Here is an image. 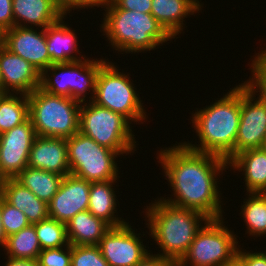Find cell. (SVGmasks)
I'll return each mask as SVG.
<instances>
[{
  "label": "cell",
  "instance_id": "cell-1",
  "mask_svg": "<svg viewBox=\"0 0 266 266\" xmlns=\"http://www.w3.org/2000/svg\"><path fill=\"white\" fill-rule=\"evenodd\" d=\"M157 159L175 197H162L161 200L177 207L198 211L209 219L223 218L217 180L220 172L223 174L229 168L225 159L194 151L182 142L161 149Z\"/></svg>",
  "mask_w": 266,
  "mask_h": 266
},
{
  "label": "cell",
  "instance_id": "cell-2",
  "mask_svg": "<svg viewBox=\"0 0 266 266\" xmlns=\"http://www.w3.org/2000/svg\"><path fill=\"white\" fill-rule=\"evenodd\" d=\"M225 94L210 106L195 111L191 121L200 144H184L189 149L216 155L229 162L234 157L241 115V84Z\"/></svg>",
  "mask_w": 266,
  "mask_h": 266
},
{
  "label": "cell",
  "instance_id": "cell-3",
  "mask_svg": "<svg viewBox=\"0 0 266 266\" xmlns=\"http://www.w3.org/2000/svg\"><path fill=\"white\" fill-rule=\"evenodd\" d=\"M146 207L149 235L162 252L155 255L176 266L186 255L202 224L209 218L198 211L177 207L159 198Z\"/></svg>",
  "mask_w": 266,
  "mask_h": 266
},
{
  "label": "cell",
  "instance_id": "cell-4",
  "mask_svg": "<svg viewBox=\"0 0 266 266\" xmlns=\"http://www.w3.org/2000/svg\"><path fill=\"white\" fill-rule=\"evenodd\" d=\"M105 10L101 30L112 48L122 53L135 54L156 49L172 36L151 13L125 9Z\"/></svg>",
  "mask_w": 266,
  "mask_h": 266
},
{
  "label": "cell",
  "instance_id": "cell-5",
  "mask_svg": "<svg viewBox=\"0 0 266 266\" xmlns=\"http://www.w3.org/2000/svg\"><path fill=\"white\" fill-rule=\"evenodd\" d=\"M28 104L36 136L67 139L79 132V101L39 87L28 95Z\"/></svg>",
  "mask_w": 266,
  "mask_h": 266
},
{
  "label": "cell",
  "instance_id": "cell-6",
  "mask_svg": "<svg viewBox=\"0 0 266 266\" xmlns=\"http://www.w3.org/2000/svg\"><path fill=\"white\" fill-rule=\"evenodd\" d=\"M83 104V106H82ZM130 122L122 114L101 107L92 101L81 103L79 132L119 155L136 151Z\"/></svg>",
  "mask_w": 266,
  "mask_h": 266
},
{
  "label": "cell",
  "instance_id": "cell-7",
  "mask_svg": "<svg viewBox=\"0 0 266 266\" xmlns=\"http://www.w3.org/2000/svg\"><path fill=\"white\" fill-rule=\"evenodd\" d=\"M129 75L121 73L113 62L107 60L96 78L95 94L90 100L126 117L130 122H141L146 119V112L135 91Z\"/></svg>",
  "mask_w": 266,
  "mask_h": 266
},
{
  "label": "cell",
  "instance_id": "cell-8",
  "mask_svg": "<svg viewBox=\"0 0 266 266\" xmlns=\"http://www.w3.org/2000/svg\"><path fill=\"white\" fill-rule=\"evenodd\" d=\"M223 219H209L204 223L176 266H228L234 262L240 247L238 236L223 225Z\"/></svg>",
  "mask_w": 266,
  "mask_h": 266
},
{
  "label": "cell",
  "instance_id": "cell-9",
  "mask_svg": "<svg viewBox=\"0 0 266 266\" xmlns=\"http://www.w3.org/2000/svg\"><path fill=\"white\" fill-rule=\"evenodd\" d=\"M105 62L106 58H84L77 62L53 63L41 73L40 88L53 95L70 97L80 103L86 102L87 91H92V96L95 94L96 78Z\"/></svg>",
  "mask_w": 266,
  "mask_h": 266
},
{
  "label": "cell",
  "instance_id": "cell-10",
  "mask_svg": "<svg viewBox=\"0 0 266 266\" xmlns=\"http://www.w3.org/2000/svg\"><path fill=\"white\" fill-rule=\"evenodd\" d=\"M67 153L71 175L88 182L117 180L119 177L115 160L120 155L80 132L67 138Z\"/></svg>",
  "mask_w": 266,
  "mask_h": 266
},
{
  "label": "cell",
  "instance_id": "cell-11",
  "mask_svg": "<svg viewBox=\"0 0 266 266\" xmlns=\"http://www.w3.org/2000/svg\"><path fill=\"white\" fill-rule=\"evenodd\" d=\"M245 81L241 83V115L235 140L234 156L261 148L266 135V101ZM255 100V101H254Z\"/></svg>",
  "mask_w": 266,
  "mask_h": 266
},
{
  "label": "cell",
  "instance_id": "cell-12",
  "mask_svg": "<svg viewBox=\"0 0 266 266\" xmlns=\"http://www.w3.org/2000/svg\"><path fill=\"white\" fill-rule=\"evenodd\" d=\"M140 233L125 223L111 227L101 238L99 248L109 266H135L150 254L143 245Z\"/></svg>",
  "mask_w": 266,
  "mask_h": 266
},
{
  "label": "cell",
  "instance_id": "cell-13",
  "mask_svg": "<svg viewBox=\"0 0 266 266\" xmlns=\"http://www.w3.org/2000/svg\"><path fill=\"white\" fill-rule=\"evenodd\" d=\"M35 137L30 119L0 134V171L6 179L15 178L28 166V157Z\"/></svg>",
  "mask_w": 266,
  "mask_h": 266
},
{
  "label": "cell",
  "instance_id": "cell-14",
  "mask_svg": "<svg viewBox=\"0 0 266 266\" xmlns=\"http://www.w3.org/2000/svg\"><path fill=\"white\" fill-rule=\"evenodd\" d=\"M2 45L32 64L40 73L53 64L47 49L46 28L14 26L3 32Z\"/></svg>",
  "mask_w": 266,
  "mask_h": 266
},
{
  "label": "cell",
  "instance_id": "cell-15",
  "mask_svg": "<svg viewBox=\"0 0 266 266\" xmlns=\"http://www.w3.org/2000/svg\"><path fill=\"white\" fill-rule=\"evenodd\" d=\"M89 193L90 182L71 174L64 176L48 203L49 217L66 224L77 213L88 210Z\"/></svg>",
  "mask_w": 266,
  "mask_h": 266
},
{
  "label": "cell",
  "instance_id": "cell-16",
  "mask_svg": "<svg viewBox=\"0 0 266 266\" xmlns=\"http://www.w3.org/2000/svg\"><path fill=\"white\" fill-rule=\"evenodd\" d=\"M41 73L29 62L0 45V78L3 94H31L40 87ZM11 90V92H10Z\"/></svg>",
  "mask_w": 266,
  "mask_h": 266
},
{
  "label": "cell",
  "instance_id": "cell-17",
  "mask_svg": "<svg viewBox=\"0 0 266 266\" xmlns=\"http://www.w3.org/2000/svg\"><path fill=\"white\" fill-rule=\"evenodd\" d=\"M28 167L67 176L70 174L67 139L36 136L28 157Z\"/></svg>",
  "mask_w": 266,
  "mask_h": 266
},
{
  "label": "cell",
  "instance_id": "cell-18",
  "mask_svg": "<svg viewBox=\"0 0 266 266\" xmlns=\"http://www.w3.org/2000/svg\"><path fill=\"white\" fill-rule=\"evenodd\" d=\"M12 11L14 26H35L36 29H45L66 17L57 7L55 0H12Z\"/></svg>",
  "mask_w": 266,
  "mask_h": 266
},
{
  "label": "cell",
  "instance_id": "cell-19",
  "mask_svg": "<svg viewBox=\"0 0 266 266\" xmlns=\"http://www.w3.org/2000/svg\"><path fill=\"white\" fill-rule=\"evenodd\" d=\"M201 7L198 0H152L151 14L174 39L182 33L184 19L202 10Z\"/></svg>",
  "mask_w": 266,
  "mask_h": 266
},
{
  "label": "cell",
  "instance_id": "cell-20",
  "mask_svg": "<svg viewBox=\"0 0 266 266\" xmlns=\"http://www.w3.org/2000/svg\"><path fill=\"white\" fill-rule=\"evenodd\" d=\"M228 167L244 172L246 193H266V152L262 148L240 152Z\"/></svg>",
  "mask_w": 266,
  "mask_h": 266
},
{
  "label": "cell",
  "instance_id": "cell-21",
  "mask_svg": "<svg viewBox=\"0 0 266 266\" xmlns=\"http://www.w3.org/2000/svg\"><path fill=\"white\" fill-rule=\"evenodd\" d=\"M2 197L9 204L22 211L30 224L38 223L49 217L48 203L39 199L15 178L6 179Z\"/></svg>",
  "mask_w": 266,
  "mask_h": 266
},
{
  "label": "cell",
  "instance_id": "cell-22",
  "mask_svg": "<svg viewBox=\"0 0 266 266\" xmlns=\"http://www.w3.org/2000/svg\"><path fill=\"white\" fill-rule=\"evenodd\" d=\"M62 17L58 22L46 27L47 49L53 63H70L81 61L85 56L78 57L77 35ZM75 55V56H74ZM77 56V57H76Z\"/></svg>",
  "mask_w": 266,
  "mask_h": 266
},
{
  "label": "cell",
  "instance_id": "cell-23",
  "mask_svg": "<svg viewBox=\"0 0 266 266\" xmlns=\"http://www.w3.org/2000/svg\"><path fill=\"white\" fill-rule=\"evenodd\" d=\"M111 226L88 210L77 213L66 223L67 238L71 245H99Z\"/></svg>",
  "mask_w": 266,
  "mask_h": 266
},
{
  "label": "cell",
  "instance_id": "cell-24",
  "mask_svg": "<svg viewBox=\"0 0 266 266\" xmlns=\"http://www.w3.org/2000/svg\"><path fill=\"white\" fill-rule=\"evenodd\" d=\"M115 181L90 182L89 193L88 211L104 220L111 227H118L127 223L123 218L115 215L117 212V197L113 188Z\"/></svg>",
  "mask_w": 266,
  "mask_h": 266
},
{
  "label": "cell",
  "instance_id": "cell-25",
  "mask_svg": "<svg viewBox=\"0 0 266 266\" xmlns=\"http://www.w3.org/2000/svg\"><path fill=\"white\" fill-rule=\"evenodd\" d=\"M15 179L39 199L49 203L58 192L63 176L27 166Z\"/></svg>",
  "mask_w": 266,
  "mask_h": 266
},
{
  "label": "cell",
  "instance_id": "cell-26",
  "mask_svg": "<svg viewBox=\"0 0 266 266\" xmlns=\"http://www.w3.org/2000/svg\"><path fill=\"white\" fill-rule=\"evenodd\" d=\"M17 95V96H16ZM29 119L28 95L0 94V134Z\"/></svg>",
  "mask_w": 266,
  "mask_h": 266
},
{
  "label": "cell",
  "instance_id": "cell-27",
  "mask_svg": "<svg viewBox=\"0 0 266 266\" xmlns=\"http://www.w3.org/2000/svg\"><path fill=\"white\" fill-rule=\"evenodd\" d=\"M4 248V251H7V257L37 260L42 249L34 224H30L19 232L9 235Z\"/></svg>",
  "mask_w": 266,
  "mask_h": 266
},
{
  "label": "cell",
  "instance_id": "cell-28",
  "mask_svg": "<svg viewBox=\"0 0 266 266\" xmlns=\"http://www.w3.org/2000/svg\"><path fill=\"white\" fill-rule=\"evenodd\" d=\"M247 196L240 213L246 223L247 233L253 237L266 235V193H247Z\"/></svg>",
  "mask_w": 266,
  "mask_h": 266
},
{
  "label": "cell",
  "instance_id": "cell-29",
  "mask_svg": "<svg viewBox=\"0 0 266 266\" xmlns=\"http://www.w3.org/2000/svg\"><path fill=\"white\" fill-rule=\"evenodd\" d=\"M34 226L42 250L69 245L65 223L47 217Z\"/></svg>",
  "mask_w": 266,
  "mask_h": 266
},
{
  "label": "cell",
  "instance_id": "cell-30",
  "mask_svg": "<svg viewBox=\"0 0 266 266\" xmlns=\"http://www.w3.org/2000/svg\"><path fill=\"white\" fill-rule=\"evenodd\" d=\"M71 266H109L98 245H71Z\"/></svg>",
  "mask_w": 266,
  "mask_h": 266
},
{
  "label": "cell",
  "instance_id": "cell-31",
  "mask_svg": "<svg viewBox=\"0 0 266 266\" xmlns=\"http://www.w3.org/2000/svg\"><path fill=\"white\" fill-rule=\"evenodd\" d=\"M1 220L7 237L30 225L25 214L1 196Z\"/></svg>",
  "mask_w": 266,
  "mask_h": 266
},
{
  "label": "cell",
  "instance_id": "cell-32",
  "mask_svg": "<svg viewBox=\"0 0 266 266\" xmlns=\"http://www.w3.org/2000/svg\"><path fill=\"white\" fill-rule=\"evenodd\" d=\"M254 56L250 66L252 76L245 82L266 101V57L261 52Z\"/></svg>",
  "mask_w": 266,
  "mask_h": 266
},
{
  "label": "cell",
  "instance_id": "cell-33",
  "mask_svg": "<svg viewBox=\"0 0 266 266\" xmlns=\"http://www.w3.org/2000/svg\"><path fill=\"white\" fill-rule=\"evenodd\" d=\"M39 266H71V244L43 249L37 258Z\"/></svg>",
  "mask_w": 266,
  "mask_h": 266
},
{
  "label": "cell",
  "instance_id": "cell-34",
  "mask_svg": "<svg viewBox=\"0 0 266 266\" xmlns=\"http://www.w3.org/2000/svg\"><path fill=\"white\" fill-rule=\"evenodd\" d=\"M152 0H111L101 6L105 9H125L131 11H139L142 13H151ZM105 6V7H104Z\"/></svg>",
  "mask_w": 266,
  "mask_h": 266
},
{
  "label": "cell",
  "instance_id": "cell-35",
  "mask_svg": "<svg viewBox=\"0 0 266 266\" xmlns=\"http://www.w3.org/2000/svg\"><path fill=\"white\" fill-rule=\"evenodd\" d=\"M243 250V252H242ZM238 248L236 260L242 266H266L265 252H244V249Z\"/></svg>",
  "mask_w": 266,
  "mask_h": 266
},
{
  "label": "cell",
  "instance_id": "cell-36",
  "mask_svg": "<svg viewBox=\"0 0 266 266\" xmlns=\"http://www.w3.org/2000/svg\"><path fill=\"white\" fill-rule=\"evenodd\" d=\"M59 10L66 16L70 11L88 7H100L94 0H55Z\"/></svg>",
  "mask_w": 266,
  "mask_h": 266
},
{
  "label": "cell",
  "instance_id": "cell-37",
  "mask_svg": "<svg viewBox=\"0 0 266 266\" xmlns=\"http://www.w3.org/2000/svg\"><path fill=\"white\" fill-rule=\"evenodd\" d=\"M14 27L12 0H0V29L4 32Z\"/></svg>",
  "mask_w": 266,
  "mask_h": 266
},
{
  "label": "cell",
  "instance_id": "cell-38",
  "mask_svg": "<svg viewBox=\"0 0 266 266\" xmlns=\"http://www.w3.org/2000/svg\"><path fill=\"white\" fill-rule=\"evenodd\" d=\"M135 266H175L171 261L159 257L158 255L149 254Z\"/></svg>",
  "mask_w": 266,
  "mask_h": 266
},
{
  "label": "cell",
  "instance_id": "cell-39",
  "mask_svg": "<svg viewBox=\"0 0 266 266\" xmlns=\"http://www.w3.org/2000/svg\"><path fill=\"white\" fill-rule=\"evenodd\" d=\"M5 266H39L37 260L34 259H15L8 257Z\"/></svg>",
  "mask_w": 266,
  "mask_h": 266
},
{
  "label": "cell",
  "instance_id": "cell-40",
  "mask_svg": "<svg viewBox=\"0 0 266 266\" xmlns=\"http://www.w3.org/2000/svg\"><path fill=\"white\" fill-rule=\"evenodd\" d=\"M6 242H7V235L5 234L2 220H1V196H0V246L4 248Z\"/></svg>",
  "mask_w": 266,
  "mask_h": 266
},
{
  "label": "cell",
  "instance_id": "cell-41",
  "mask_svg": "<svg viewBox=\"0 0 266 266\" xmlns=\"http://www.w3.org/2000/svg\"><path fill=\"white\" fill-rule=\"evenodd\" d=\"M5 181H6V178L4 177V175L0 171V196H2V190H3V185H4Z\"/></svg>",
  "mask_w": 266,
  "mask_h": 266
},
{
  "label": "cell",
  "instance_id": "cell-42",
  "mask_svg": "<svg viewBox=\"0 0 266 266\" xmlns=\"http://www.w3.org/2000/svg\"><path fill=\"white\" fill-rule=\"evenodd\" d=\"M99 6L109 3L111 0H94Z\"/></svg>",
  "mask_w": 266,
  "mask_h": 266
},
{
  "label": "cell",
  "instance_id": "cell-43",
  "mask_svg": "<svg viewBox=\"0 0 266 266\" xmlns=\"http://www.w3.org/2000/svg\"><path fill=\"white\" fill-rule=\"evenodd\" d=\"M228 266H242L237 260L229 264Z\"/></svg>",
  "mask_w": 266,
  "mask_h": 266
},
{
  "label": "cell",
  "instance_id": "cell-44",
  "mask_svg": "<svg viewBox=\"0 0 266 266\" xmlns=\"http://www.w3.org/2000/svg\"><path fill=\"white\" fill-rule=\"evenodd\" d=\"M261 148L266 152V135H265V138H264V141H263Z\"/></svg>",
  "mask_w": 266,
  "mask_h": 266
},
{
  "label": "cell",
  "instance_id": "cell-45",
  "mask_svg": "<svg viewBox=\"0 0 266 266\" xmlns=\"http://www.w3.org/2000/svg\"><path fill=\"white\" fill-rule=\"evenodd\" d=\"M0 94H3V85H2V82H1V78H0Z\"/></svg>",
  "mask_w": 266,
  "mask_h": 266
},
{
  "label": "cell",
  "instance_id": "cell-46",
  "mask_svg": "<svg viewBox=\"0 0 266 266\" xmlns=\"http://www.w3.org/2000/svg\"><path fill=\"white\" fill-rule=\"evenodd\" d=\"M2 37H3V32L0 29V45L2 44Z\"/></svg>",
  "mask_w": 266,
  "mask_h": 266
},
{
  "label": "cell",
  "instance_id": "cell-47",
  "mask_svg": "<svg viewBox=\"0 0 266 266\" xmlns=\"http://www.w3.org/2000/svg\"><path fill=\"white\" fill-rule=\"evenodd\" d=\"M266 57V49L260 51Z\"/></svg>",
  "mask_w": 266,
  "mask_h": 266
}]
</instances>
